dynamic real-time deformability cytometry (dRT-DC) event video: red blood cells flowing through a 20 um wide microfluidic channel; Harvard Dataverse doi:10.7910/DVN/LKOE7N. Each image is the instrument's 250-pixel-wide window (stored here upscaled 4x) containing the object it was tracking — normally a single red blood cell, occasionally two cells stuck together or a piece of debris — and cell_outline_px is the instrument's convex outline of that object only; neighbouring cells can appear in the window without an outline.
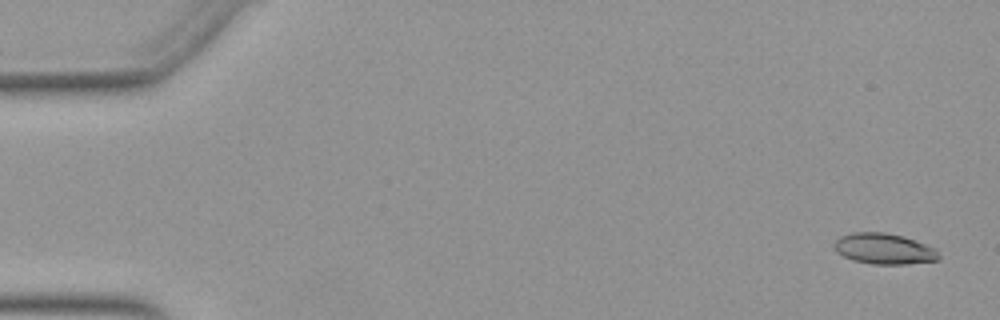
{"species": "Egyptian fruit bat (a non-hibernating species)", "species_latin": "Rousettus aegyptiacus", "temperature_condition": "warm", "stored_images_in_passage": 52, "camera_frame_rate_fps": 3000, "um_per_image_px": 0.085, "animal": {"sex": "female"}, "frame": {"image": 1, "passage_image": 2, "time_ms": 0.333, "image_size_px": [1000, 320], "cell_outline_px": [[940, 260], [904, 264], [872, 264], [852, 260], [836, 252], [832, 244], [840, 236], [852, 232], [884, 232], [904, 236], [936, 248], [940, 256]], "centroid_in_image_um": [75.14, 21.14], "position_along_channel_um": 9.9, "area_um2": 18.96}}
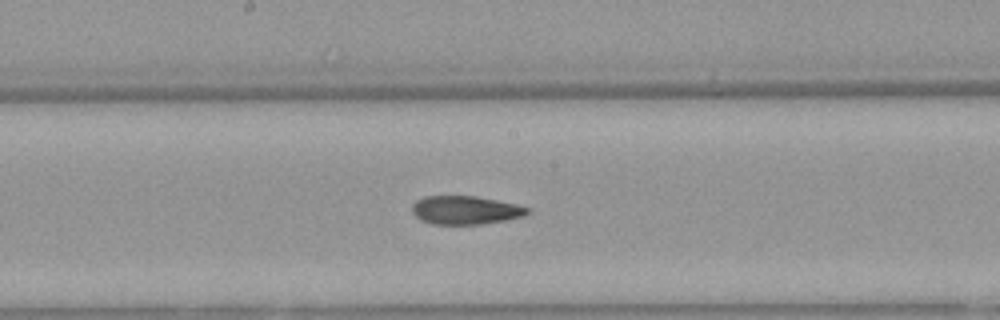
{"frame": {"image": 2, "passage_image": 28, "time_ms": 9.0, "image_size_px": [1000, 320], "cell_outline_px": [[532, 212], [524, 216], [504, 220], [480, 224], [432, 224], [420, 220], [412, 212], [412, 204], [416, 200], [424, 196], [476, 196], [520, 204], [532, 208]], "centroid_in_image_um": [39.61, 17.85], "position_along_channel_um": 208.6, "area_um2": 19.42}}
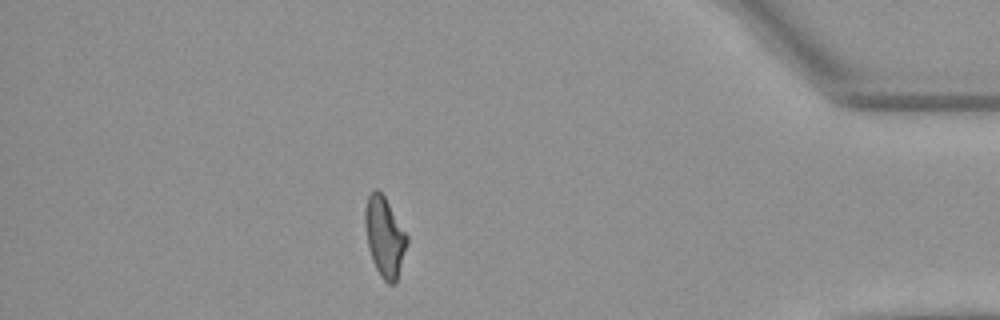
{"frame": {"image": 3, "passage_image": 46, "time_ms": 15.0, "image_size_px": [1000, 320], "cell_outline_px": [[408, 244], [396, 280], [392, 284], [388, 284], [380, 276], [372, 260], [368, 248], [364, 224], [364, 212], [368, 196], [376, 188], [384, 196], [408, 236]], "centroid_in_image_um": [32.68, 20.13], "position_along_channel_um": 402.5, "area_um2": 19.36}, "authors_computed_cell_mechanics": {"area_um2": 19.4208, "velocity_mm_per_s": 3.9323, "shape_relaxation_time_tau1_ms": 10.7631, "shape_relaxation_time_tau2_ms": 2.4159, "deformation_change_tau1": 0.2672, "deformation_change_tau2": 0.1039}}